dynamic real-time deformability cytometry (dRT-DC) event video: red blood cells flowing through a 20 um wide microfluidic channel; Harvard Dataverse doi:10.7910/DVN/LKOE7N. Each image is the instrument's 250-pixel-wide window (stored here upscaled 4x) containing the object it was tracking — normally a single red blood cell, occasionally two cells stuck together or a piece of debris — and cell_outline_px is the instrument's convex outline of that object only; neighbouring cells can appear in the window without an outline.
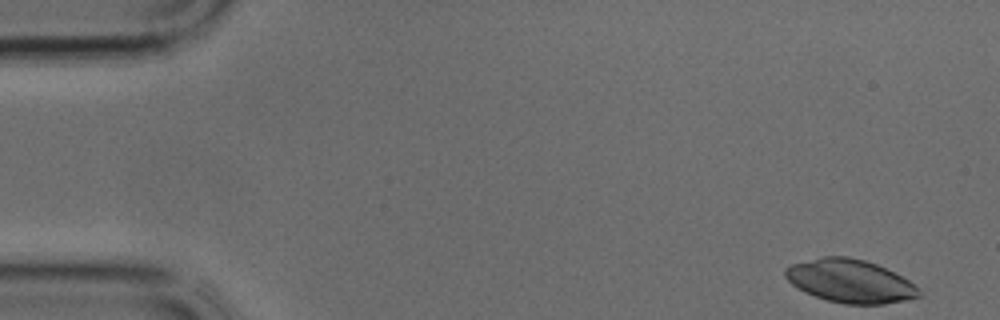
{"species": "common noctule bat (a hibernating species)", "species_latin": "Nyctalus noctula", "temperature_condition": "cold", "stored_images_in_passage": 38, "camera_frame_rate_fps": 3000, "um_per_image_px": 0.085, "animal": {"sex": "male", "body_mass_g": 17.9, "forearm_length_mm": 54.2}, "frame": {"image": 1, "passage_image": 1, "time_ms": 0.0, "image_size_px": [1000, 320], "cell_outline_px": [[920, 296], [904, 300], [884, 304], [844, 304], [828, 300], [804, 292], [792, 284], [784, 276], [784, 268], [792, 264], [820, 256], [848, 256], [864, 260], [876, 264], [908, 280], [920, 288]], "centroid_in_image_um": [72.23, 23.88], "position_along_channel_um": 12.8, "area_um2": 33.52}}
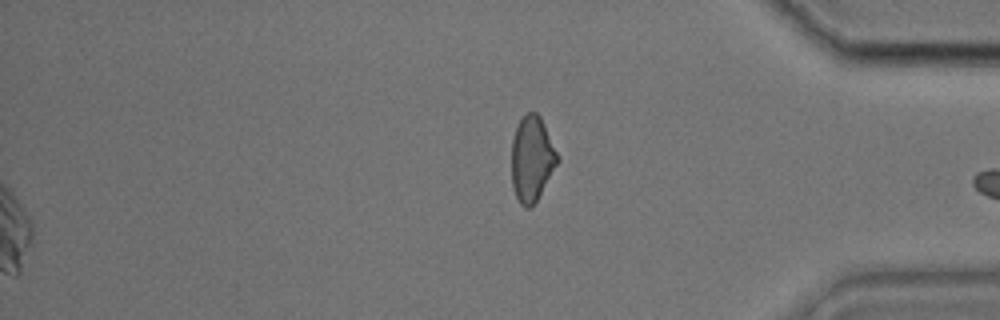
{"frame": {"image": 2, "passage_image": 38, "time_ms": 12.333, "image_size_px": [1000, 320], "cell_outline_px": [[560, 160], [536, 200], [528, 208], [524, 208], [520, 204], [516, 196], [512, 184], [512, 140], [516, 128], [520, 120], [528, 112], [536, 112], [540, 116], [544, 124]], "centroid_in_image_um": [45.2, 13.5], "position_along_channel_um": 390.0, "area_um2": 22.43}}